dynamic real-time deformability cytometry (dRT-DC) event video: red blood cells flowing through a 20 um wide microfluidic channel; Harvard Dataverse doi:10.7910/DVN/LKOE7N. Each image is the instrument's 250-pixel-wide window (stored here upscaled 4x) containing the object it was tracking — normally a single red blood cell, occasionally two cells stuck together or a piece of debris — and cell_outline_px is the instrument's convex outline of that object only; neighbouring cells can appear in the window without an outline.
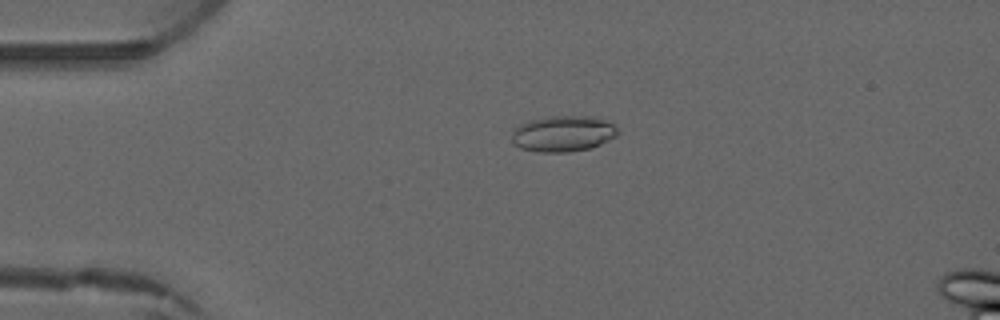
{"species": "common noctule bat (a hibernating species)", "species_latin": "Nyctalus noctula", "temperature_condition": "warm", "stored_images_in_passage": 3, "camera_frame_rate_fps": 3000, "um_per_image_px": 0.085, "animal": {"sex": "male", "forearm_length_mm": 52.5}, "frame": {"image": 1, "passage_image": 2, "time_ms": 1.333, "image_size_px": [1000, 320], "cell_outline_px": [[616, 136], [600, 144], [588, 148], [568, 152], [540, 152], [520, 148], [512, 144], [512, 132], [520, 124], [532, 120], [548, 116], [592, 116], [604, 120], [612, 124], [616, 128]], "centroid_in_image_um": [47.82, 11.36], "position_along_channel_um": 37.2, "area_um2": 21.96}}